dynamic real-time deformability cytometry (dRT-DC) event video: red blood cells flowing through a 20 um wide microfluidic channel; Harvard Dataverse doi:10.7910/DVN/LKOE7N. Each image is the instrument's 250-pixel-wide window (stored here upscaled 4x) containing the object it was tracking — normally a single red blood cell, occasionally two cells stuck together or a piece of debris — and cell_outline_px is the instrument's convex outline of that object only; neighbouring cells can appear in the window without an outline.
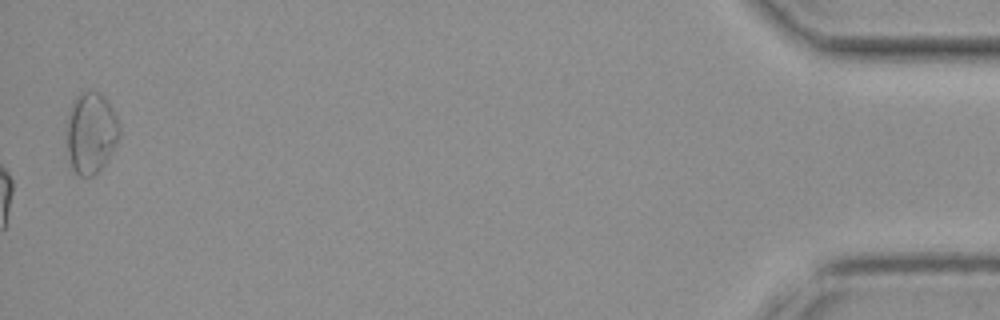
{"species": "common noctule bat (a hibernating species)", "species_latin": "Nyctalus noctula", "temperature_condition": "cold", "stored_images_in_passage": 45, "camera_frame_rate_fps": 3000, "um_per_image_px": 0.085, "animal": {"sex": "female", "body_mass_g": 19.3, "forearm_length_mm": 54.1}, "frame": {"image": 1, "passage_image": 45, "time_ms": 14.667, "image_size_px": [1000, 320], "cell_outline_px": [[120, 136], [116, 144], [104, 164], [92, 176], [80, 176], [72, 168], [68, 152], [68, 124], [72, 104], [76, 96], [80, 92], [100, 92], [104, 96], [112, 108], [120, 124]], "centroid_in_image_um": [7.77, 11.28], "position_along_channel_um": 427.4, "area_um2": 24.45}}